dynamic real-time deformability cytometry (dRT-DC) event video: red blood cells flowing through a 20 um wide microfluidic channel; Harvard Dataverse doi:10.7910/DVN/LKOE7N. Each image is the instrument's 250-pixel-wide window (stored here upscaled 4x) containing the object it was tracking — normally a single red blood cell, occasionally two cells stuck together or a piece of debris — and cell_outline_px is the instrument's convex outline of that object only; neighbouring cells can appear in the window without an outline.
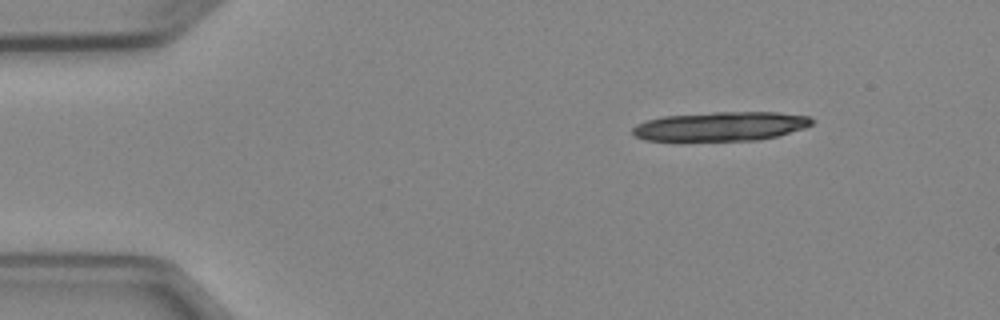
{"species": "Egyptian fruit bat (a non-hibernating species)", "species_latin": "Rousettus aegyptiacus", "temperature_condition": "cold", "stored_images_in_passage": 3, "camera_frame_rate_fps": 3000, "um_per_image_px": 0.085, "animal": {"sex": "female"}, "frame": {"image": 1, "passage_image": 1, "time_ms": 0.0, "image_size_px": [1000, 320], "cell_outline_px": [[812, 124], [804, 128], [776, 136], [756, 140], [644, 140], [632, 136], [632, 128], [636, 124], [648, 120], [664, 116], [712, 112], [776, 112], [808, 116], [812, 120]], "centroid_in_image_um": [61.22, 10.73], "position_along_channel_um": 23.8, "area_um2": 30.23}}